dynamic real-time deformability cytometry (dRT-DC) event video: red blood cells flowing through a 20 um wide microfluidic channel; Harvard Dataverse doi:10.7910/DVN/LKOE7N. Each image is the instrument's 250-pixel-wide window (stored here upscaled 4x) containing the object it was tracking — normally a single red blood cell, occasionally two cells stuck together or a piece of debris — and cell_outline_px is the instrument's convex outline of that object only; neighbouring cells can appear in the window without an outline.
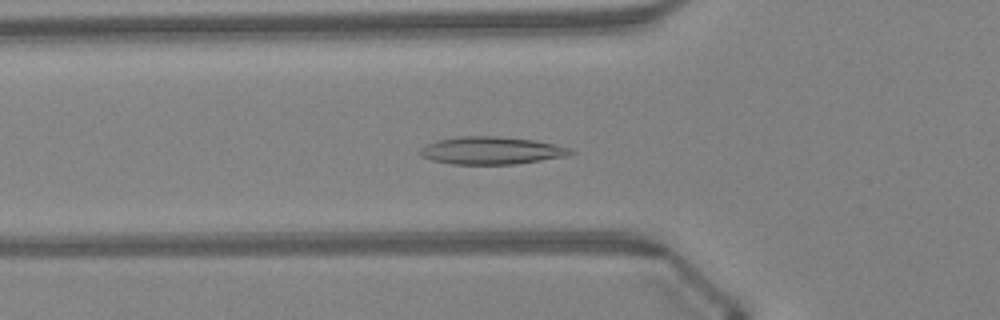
{"species": "Egyptian fruit bat (a non-hibernating species)", "species_latin": "Rousettus aegyptiacus", "temperature_condition": "warm", "stored_images_in_passage": 48, "camera_frame_rate_fps": 3000, "um_per_image_px": 0.085, "animal": {"sex": "female"}, "frame": {"image": 1, "passage_image": 17, "time_ms": 5.333, "image_size_px": [1000, 320], "cell_outline_px": [[576, 152], [568, 156], [516, 164], [452, 164], [432, 160], [420, 156], [416, 152], [420, 148], [428, 144], [440, 140], [460, 136], [496, 136], [536, 140], [572, 148]], "centroid_in_image_um": [41.8, 12.8], "position_along_channel_um": 84.0, "area_um2": 24.33}}
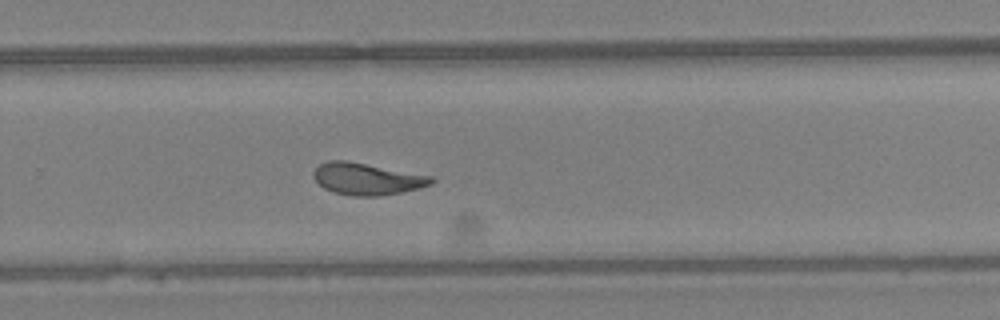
{"frame": {"image": 2, "passage_image": 32, "time_ms": 10.333, "image_size_px": [1000, 320], "cell_outline_px": [[436, 180], [432, 184], [420, 188], [380, 196], [352, 196], [332, 192], [324, 188], [312, 176], [312, 172], [320, 164], [328, 160], [344, 160], [432, 176]], "centroid_in_image_um": [31.18, 15.21], "position_along_channel_um": 298.6, "area_um2": 21.79}}
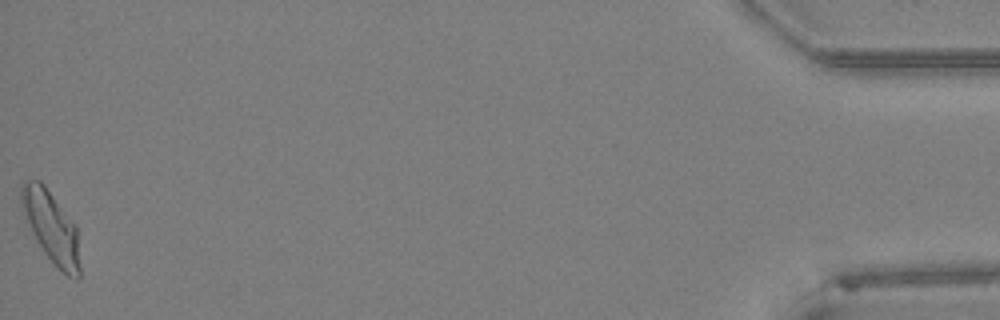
{"frame": {"image": 3, "passage_image": 48, "time_ms": 15.667, "image_size_px": [1000, 320], "cell_outline_px": [[80, 276], [76, 280], [68, 276], [44, 252], [36, 240], [32, 232], [24, 212], [20, 200], [20, 188], [24, 180], [40, 180], [44, 184], [76, 224], [80, 268]], "centroid_in_image_um": [4.36, 19.25], "position_along_channel_um": 430.8, "area_um2": 24.04}, "authors_computed_cell_mechanics": {"area_um2": 22.4842, "velocity_mm_per_s": 4.2977, "shape_relaxation_time_tau1_ms": 5.0306, "shape_relaxation_time_tau2_ms": 0.9075, "deformation_change_tau1": 0.1739, "deformation_change_tau2": 0.076}}